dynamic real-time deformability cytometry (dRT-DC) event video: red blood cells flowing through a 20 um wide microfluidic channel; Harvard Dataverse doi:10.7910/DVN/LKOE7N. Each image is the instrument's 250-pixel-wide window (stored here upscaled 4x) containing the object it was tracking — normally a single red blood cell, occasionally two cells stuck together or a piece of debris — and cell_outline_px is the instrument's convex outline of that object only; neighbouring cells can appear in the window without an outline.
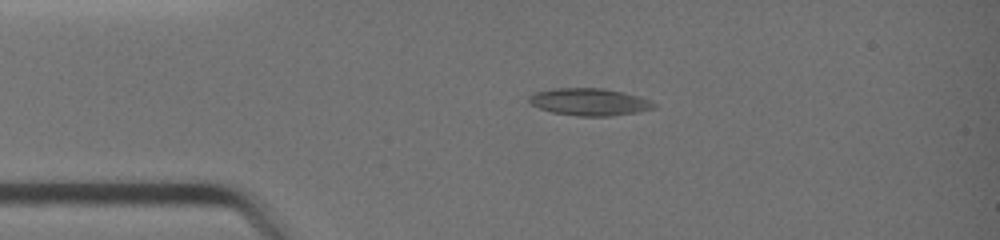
{"species": "common noctule bat (a hibernating species)", "species_latin": "Nyctalus noctula", "temperature_condition": "warm", "stored_images_in_passage": 33, "camera_frame_rate_fps": 3000, "um_per_image_px": 0.085, "animal": {"sex": "female", "body_mass_g": 19.0, "forearm_length_mm": 51.5}, "frame": {"image": 1, "passage_image": 1, "time_ms": 0.0, "image_size_px": [1000, 240], "cell_outline_px": [[656, 108], [636, 112], [608, 116], [580, 116], [552, 112], [540, 108], [532, 104], [528, 100], [528, 96], [532, 92], [552, 88], [604, 88], [640, 96], [656, 104]], "centroid_in_image_um": [50.07, 8.65], "position_along_channel_um": 34.9, "area_um2": 19.83}}
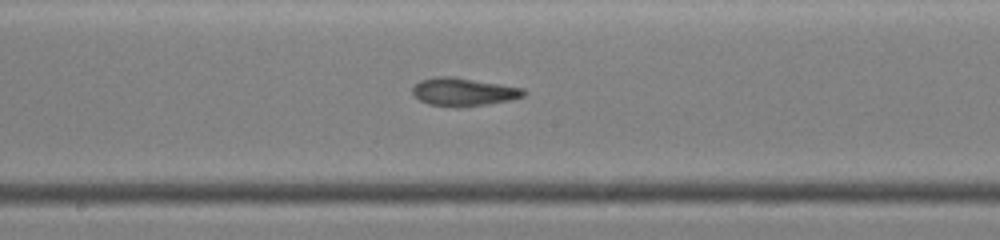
{"frame": {"image": 2, "passage_image": 14, "time_ms": 4.333, "image_size_px": [1000, 240], "cell_outline_px": [[528, 92], [524, 96], [512, 100], [488, 104], [456, 108], [428, 104], [412, 96], [412, 88], [420, 80], [436, 76], [452, 76], [524, 88]], "centroid_in_image_um": [39.4, 7.82], "position_along_channel_um": 208.8, "area_um2": 18.5}}
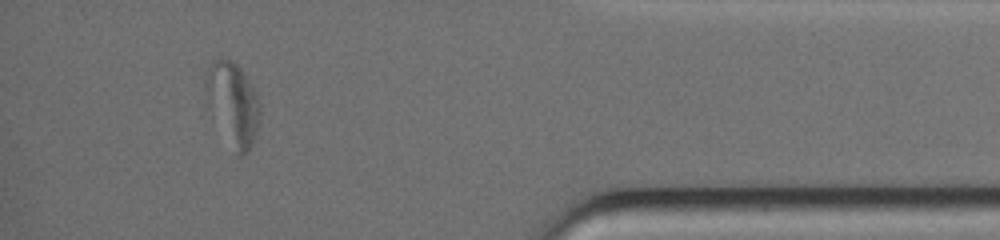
{"frame": {"image": 3, "passage_image": 29, "time_ms": 9.333, "image_size_px": [1000, 240], "cell_outline_px": [[260, 124], [252, 144], [240, 156], [236, 152], [204, 88], [204, 80], [208, 68], [216, 60], [232, 60], [240, 68], [252, 84], [256, 92], [260, 108]], "centroid_in_image_um": [19.88, 8.73], "position_along_channel_um": 415.3, "area_um2": 24.45}, "authors_computed_cell_mechanics": {"area_um2": 18.6116, "velocity_mm_per_s": 4.7314, "shape_relaxation_time_tau1_ms": null, "shape_relaxation_time_tau2_ms": 1.8768, "deformation_change_tau1": null, "deformation_change_tau2": 0.0924}}